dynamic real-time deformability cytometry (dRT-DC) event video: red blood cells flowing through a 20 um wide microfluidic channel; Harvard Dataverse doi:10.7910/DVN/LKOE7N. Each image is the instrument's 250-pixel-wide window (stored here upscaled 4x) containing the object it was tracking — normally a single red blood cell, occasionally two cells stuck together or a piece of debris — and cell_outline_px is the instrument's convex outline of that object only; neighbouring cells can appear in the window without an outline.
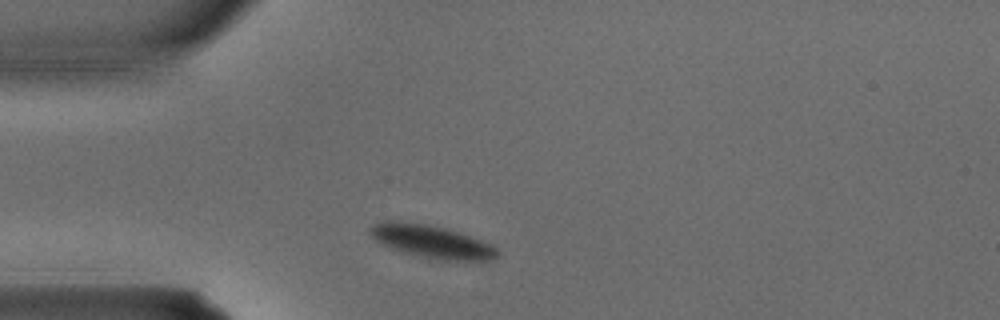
{"species": "common noctule bat (a hibernating species)", "species_latin": "Nyctalus noctula", "temperature_condition": "warm", "stored_images_in_passage": 1, "camera_frame_rate_fps": 3000, "um_per_image_px": 0.085, "animal": {"sex": "male", "body_mass_g": 15.6}, "frame": {"image": 1, "passage_image": 1, "time_ms": 0.0, "image_size_px": [1000, 320], "cell_outline_px": [[500, 252], [492, 260], [444, 260], [420, 256], [392, 248], [376, 240], [368, 232], [368, 228], [372, 224], [380, 220], [400, 220], [428, 224], [444, 228], [492, 244]], "centroid_in_image_um": [36.63, 20.5], "position_along_channel_um": 48.4, "area_um2": 24.16}}